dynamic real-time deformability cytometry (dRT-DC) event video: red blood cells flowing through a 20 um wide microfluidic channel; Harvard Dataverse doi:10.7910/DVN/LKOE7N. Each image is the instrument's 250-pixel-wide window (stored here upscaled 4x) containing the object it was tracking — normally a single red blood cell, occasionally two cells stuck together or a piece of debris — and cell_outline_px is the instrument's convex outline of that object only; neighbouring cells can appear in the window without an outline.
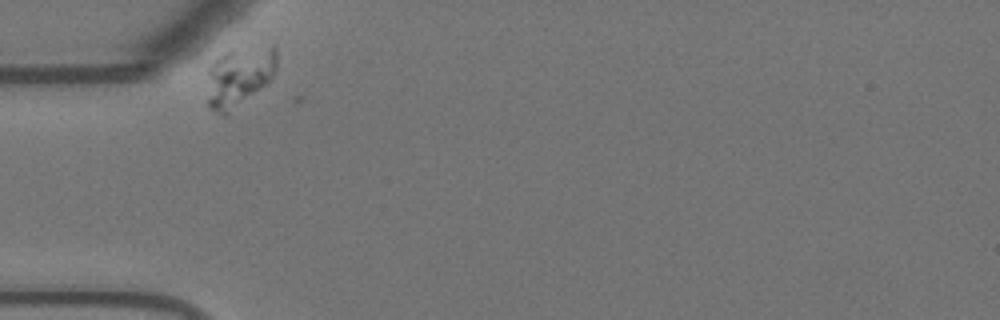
{"species": "Egyptian fruit bat (a non-hibernating species)", "species_latin": "Rousettus aegyptiacus", "temperature_condition": "warm", "stored_images_in_passage": 36, "camera_frame_rate_fps": 3000, "um_per_image_px": 0.085, "animal": {"sex": "female"}, "frame": {"image": 1, "passage_image": 3, "time_ms": 0.667, "image_size_px": [1000, 320], "cell_outline_px": [[276, 72], [268, 84], [224, 116], [208, 108], [208, 68], [220, 56], [228, 52], [272, 44], [276, 44]], "centroid_in_image_um": [20.37, 6.52], "position_along_channel_um": 64.6, "area_um2": 24.22}}
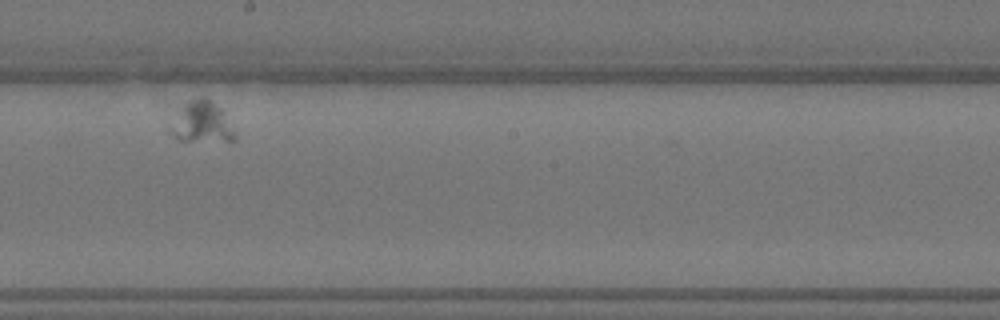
{"frame": {"image": 2, "passage_image": 21, "time_ms": 6.667, "image_size_px": [1000, 320], "cell_outline_px": [[236, 140], [180, 140], [168, 132], [184, 104], [188, 100], [204, 96], [220, 108], [236, 132]], "centroid_in_image_um": [17.18, 10.39], "position_along_channel_um": 231.0, "area_um2": 14.85}}
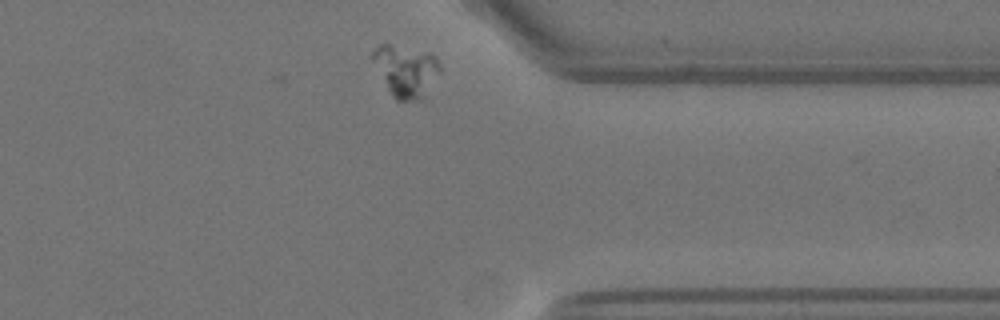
{"frame": {"image": 3, "passage_image": 36, "time_ms": 11.667, "image_size_px": [1000, 320], "cell_outline_px": [[440, 72], [420, 100], [396, 100], [388, 88], [372, 56], [372, 52], [380, 44], [388, 44], [432, 52], [440, 64]], "centroid_in_image_um": [34.54, 5.98], "position_along_channel_um": 376.9, "area_um2": 19.59}}